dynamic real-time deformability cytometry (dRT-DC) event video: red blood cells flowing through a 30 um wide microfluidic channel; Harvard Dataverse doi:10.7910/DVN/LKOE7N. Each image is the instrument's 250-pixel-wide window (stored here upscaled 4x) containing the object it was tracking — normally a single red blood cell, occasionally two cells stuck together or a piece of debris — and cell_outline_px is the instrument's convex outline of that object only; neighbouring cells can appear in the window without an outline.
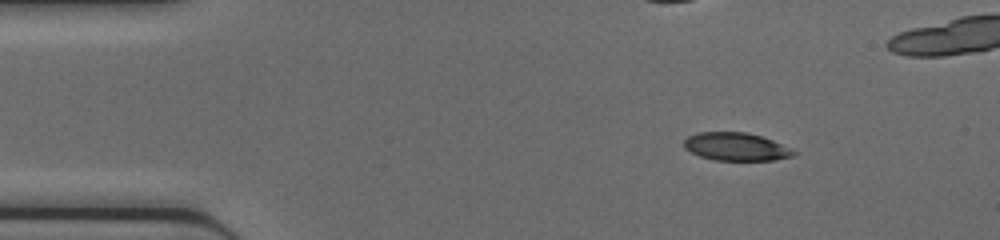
{"species": "common noctule bat (a hibernating species)", "species_latin": "Nyctalus noctula", "temperature_condition": "cold", "stored_images_in_passage": 32, "camera_frame_rate_fps": 3000, "um_per_image_px": 0.085, "animal": {"sex": "female", "body_mass_g": 17.0, "forearm_length_mm": 48.0}, "frame": {"image": 1, "passage_image": 1, "time_ms": 0.0, "image_size_px": [1000, 240], "cell_outline_px": [[796, 152], [792, 156], [772, 160], [716, 160], [700, 156], [684, 148], [684, 140], [688, 136], [696, 132], [748, 132], [772, 140]], "centroid_in_image_um": [62.51, 12.46], "position_along_channel_um": 22.5, "area_um2": 17.63}}
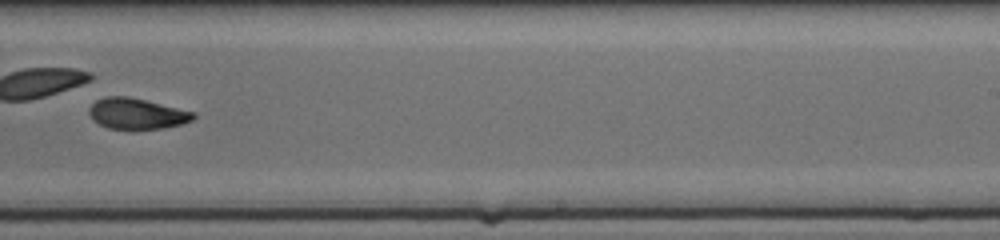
{"frame": {"image": 2, "passage_image": 23, "time_ms": 7.333, "image_size_px": [1000, 240], "cell_outline_px": [[196, 116], [192, 120], [180, 124], [164, 128], [108, 128], [92, 120], [88, 112], [88, 108], [96, 100], [104, 96], [128, 96], [196, 112]], "centroid_in_image_um": [11.61, 9.64], "position_along_channel_um": 277.4, "area_um2": 18.61}}